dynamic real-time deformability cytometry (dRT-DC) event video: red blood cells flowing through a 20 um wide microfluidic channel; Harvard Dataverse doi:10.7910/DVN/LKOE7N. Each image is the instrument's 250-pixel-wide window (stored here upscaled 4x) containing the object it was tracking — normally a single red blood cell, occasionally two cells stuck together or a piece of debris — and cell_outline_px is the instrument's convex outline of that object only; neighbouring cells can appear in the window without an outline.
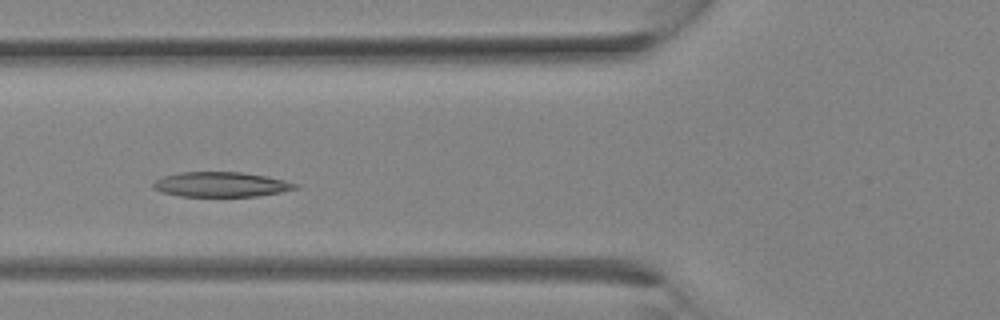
{"species": "Egyptian fruit bat (a non-hibernating species)", "species_latin": "Rousettus aegyptiacus", "temperature_condition": "room temperature", "stored_images_in_passage": 13, "camera_frame_rate_fps": 3000, "um_per_image_px": 0.085, "animal": {"sex": "female"}, "frame": {"image": 1, "passage_image": 8, "time_ms": 2.333, "image_size_px": [1000, 320], "cell_outline_px": [[300, 184], [296, 188], [280, 192], [256, 196], [180, 196], [160, 192], [152, 188], [152, 184], [160, 176], [180, 172], [240, 172], [268, 176]], "centroid_in_image_um": [18.74, 15.67], "position_along_channel_um": 107.1, "area_um2": 20.69}}
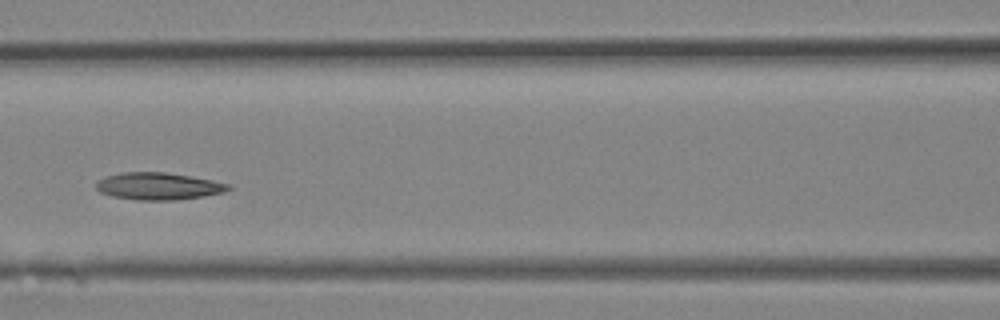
{"frame": {"image": 2, "passage_image": 10, "time_ms": 3.0, "image_size_px": [1000, 320], "cell_outline_px": [[232, 188], [224, 192], [176, 200], [136, 200], [112, 196], [100, 192], [96, 188], [96, 180], [104, 176], [120, 172], [164, 172], [212, 180], [232, 184]], "centroid_in_image_um": [13.42, 15.82], "position_along_channel_um": 153.2, "area_um2": 20.98}}
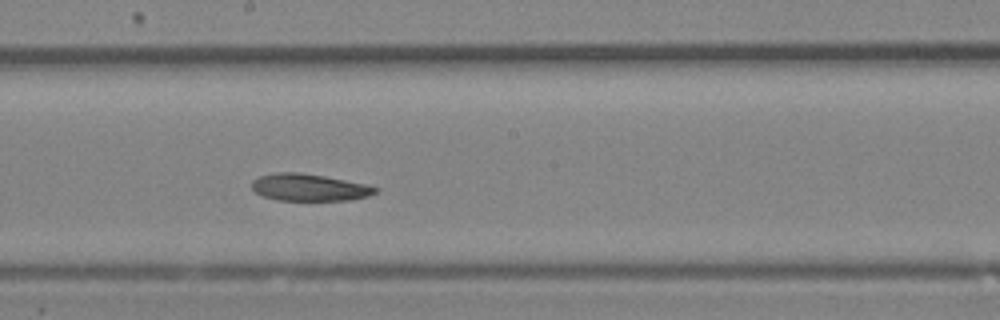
{"frame": {"image": 3, "passage_image": 13, "time_ms": 4.0, "image_size_px": [1000, 320], "cell_outline_px": [[380, 192], [368, 196], [352, 200], [276, 200], [264, 196], [256, 192], [252, 188], [252, 180], [260, 176], [276, 172], [300, 172], [324, 176], [368, 184], [380, 188]], "centroid_in_image_um": [26.34, 15.93], "position_along_channel_um": 221.9, "area_um2": 19.65}}